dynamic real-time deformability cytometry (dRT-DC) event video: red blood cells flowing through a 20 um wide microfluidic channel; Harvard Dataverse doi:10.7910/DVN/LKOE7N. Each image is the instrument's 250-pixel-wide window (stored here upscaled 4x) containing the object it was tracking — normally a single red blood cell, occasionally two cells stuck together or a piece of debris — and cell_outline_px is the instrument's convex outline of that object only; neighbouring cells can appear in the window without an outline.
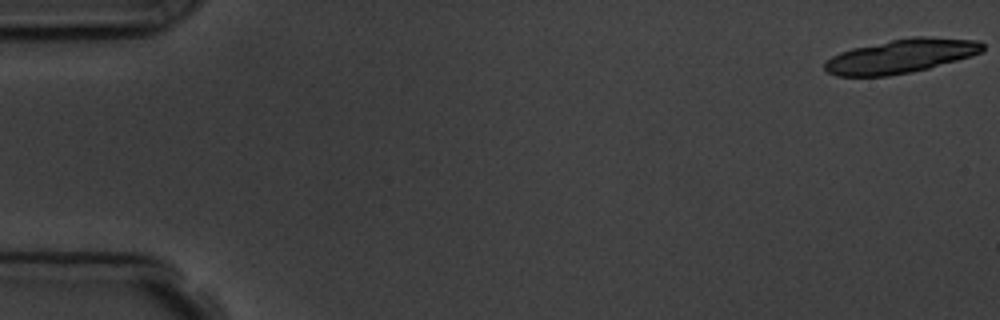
{"species": "common noctule bat (a hibernating species)", "species_latin": "Nyctalus noctula", "temperature_condition": "room temperature", "stored_images_in_passage": 6, "camera_frame_rate_fps": 3000, "um_per_image_px": 0.085, "animal": {"sex": "male", "body_mass_g": 19.5, "forearm_length_mm": 54.6}, "frame": {"image": 1, "passage_image": 1, "time_ms": 0.0, "image_size_px": [1000, 320], "cell_outline_px": [[984, 52], [972, 56], [928, 68], [912, 72], [888, 76], [836, 76], [828, 72], [824, 68], [824, 64], [832, 56], [840, 52], [852, 48], [912, 36], [924, 36], [976, 40], [984, 44]], "centroid_in_image_um": [76.6, 4.77], "position_along_channel_um": 8.4, "area_um2": 31.21}}